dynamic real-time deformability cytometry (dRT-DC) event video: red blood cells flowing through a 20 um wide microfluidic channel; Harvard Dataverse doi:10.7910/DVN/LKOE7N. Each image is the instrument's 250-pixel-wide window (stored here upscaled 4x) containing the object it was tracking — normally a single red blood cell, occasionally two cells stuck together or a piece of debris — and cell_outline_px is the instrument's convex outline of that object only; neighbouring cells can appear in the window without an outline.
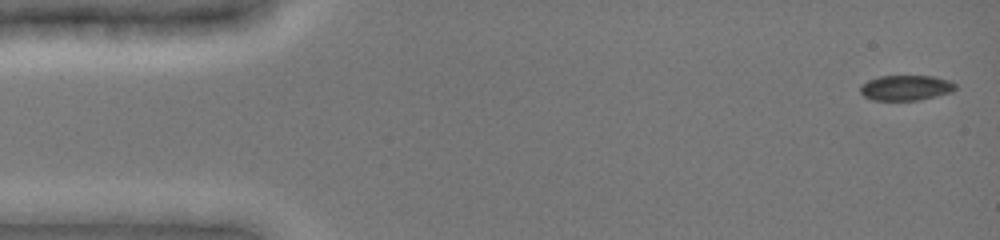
{"species": "common noctule bat (a hibernating species)", "species_latin": "Nyctalus noctula", "temperature_condition": "cold", "stored_images_in_passage": 5, "camera_frame_rate_fps": 3000, "um_per_image_px": 0.085, "animal": {"sex": "female", "body_mass_g": 19.0, "forearm_length_mm": 51.5}, "frame": {"image": 1, "passage_image": 1, "time_ms": 0.0, "image_size_px": [1000, 240], "cell_outline_px": [[956, 88], [952, 92], [920, 100], [872, 100], [864, 96], [860, 92], [860, 84], [868, 80], [880, 76], [932, 76], [948, 80], [956, 84]], "centroid_in_image_um": [76.98, 7.46], "position_along_channel_um": 8.0, "area_um2": 14.05}}
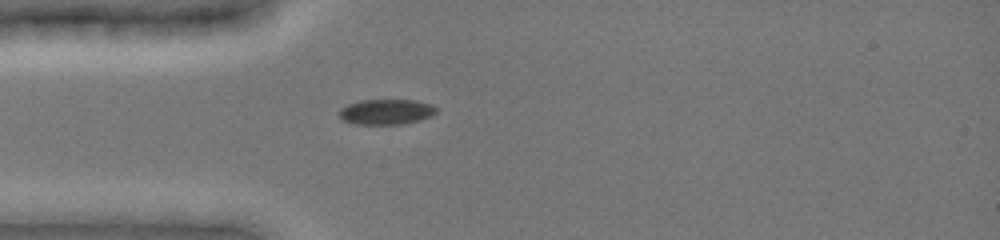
{"frame": {"image": 2, "passage_image": 5, "time_ms": 4.0, "image_size_px": [1000, 240], "cell_outline_px": [[436, 112], [432, 116], [420, 120], [400, 124], [356, 124], [344, 120], [336, 112], [340, 108], [348, 104], [360, 100], [416, 100], [432, 104], [436, 108]], "centroid_in_image_um": [32.82, 9.5], "position_along_channel_um": 52.2, "area_um2": 14.39}}